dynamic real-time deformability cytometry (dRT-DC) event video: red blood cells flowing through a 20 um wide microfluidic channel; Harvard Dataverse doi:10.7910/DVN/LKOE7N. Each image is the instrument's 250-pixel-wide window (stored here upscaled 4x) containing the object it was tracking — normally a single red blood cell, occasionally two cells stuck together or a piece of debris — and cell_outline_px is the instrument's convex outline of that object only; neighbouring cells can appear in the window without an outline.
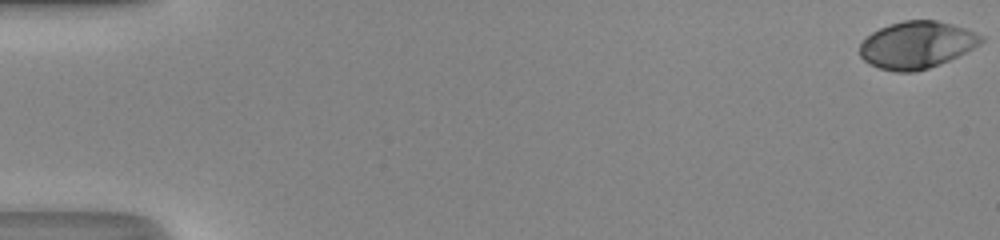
{"species": "human", "species_latin": "Homo sapiens", "temperature_condition": "room temperature", "stored_images_in_passage": 50, "camera_frame_rate_fps": 3000, "um_per_image_px": 0.085, "donor": {"sex": "male"}, "frame": {"image": 1, "passage_image": 1, "time_ms": 0.0, "image_size_px": [1000, 240], "cell_outline_px": [[984, 40], [980, 44], [940, 64], [916, 72], [896, 72], [880, 68], [868, 64], [860, 56], [860, 44], [872, 32], [880, 28], [904, 20], [936, 20], [952, 24], [976, 32], [984, 36]], "centroid_in_image_um": [77.92, 3.82], "position_along_channel_um": 7.1, "area_um2": 33.12}}
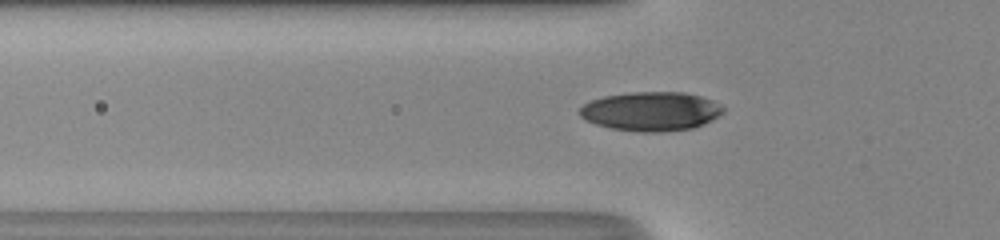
{"frame": {"image": 2, "passage_image": 18, "time_ms": 5.667, "image_size_px": [1000, 240], "cell_outline_px": [[724, 112], [712, 120], [704, 124], [692, 128], [660, 132], [640, 132], [612, 128], [596, 124], [584, 120], [580, 116], [580, 108], [584, 104], [592, 100], [604, 96], [632, 92], [684, 92], [700, 96], [712, 100], [720, 104], [724, 108]], "centroid_in_image_um": [55.35, 9.46], "position_along_channel_um": 70.5, "area_um2": 32.66}}
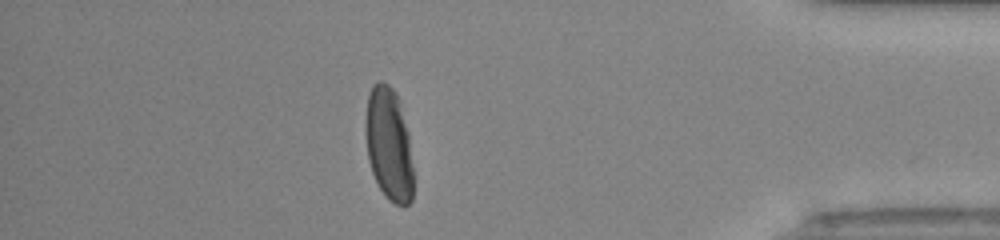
{"frame": {"image": 3, "passage_image": 44, "time_ms": 14.333, "image_size_px": [1000, 240], "cell_outline_px": [[412, 200], [408, 204], [396, 204], [388, 200], [380, 188], [372, 172], [368, 160], [364, 132], [364, 124], [368, 96], [372, 84], [380, 80], [388, 84], [396, 92], [400, 100], [408, 132], [412, 168]], "centroid_in_image_um": [33.02, 12.21], "position_along_channel_um": 402.2, "area_um2": 31.67}, "authors_computed_cell_mechanics": {"area_um2": 32.079, "velocity_mm_per_s": 4.2584, "shape_relaxation_time_tau1_ms": 4.9338, "shape_relaxation_time_tau2_ms": null, "deformation_change_tau1": 0.2187, "deformation_change_tau2": null}}